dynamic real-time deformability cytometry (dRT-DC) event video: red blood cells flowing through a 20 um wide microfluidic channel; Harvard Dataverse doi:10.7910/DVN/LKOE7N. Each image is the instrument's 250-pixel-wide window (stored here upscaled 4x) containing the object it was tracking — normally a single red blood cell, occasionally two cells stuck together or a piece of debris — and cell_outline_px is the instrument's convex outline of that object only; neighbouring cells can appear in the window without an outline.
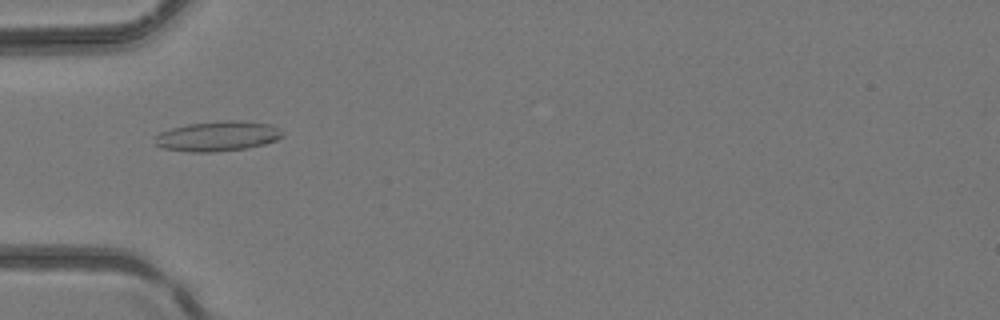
{"species": "common noctule bat (a hibernating species)", "species_latin": "Nyctalus noctula", "temperature_condition": "room temperature", "stored_images_in_passage": 4, "camera_frame_rate_fps": 3000, "um_per_image_px": 0.085, "animal": {"sex": "female", "body_mass_g": 24.6, "forearm_length_mm": 56.2}, "frame": {"image": 1, "passage_image": 4, "time_ms": 1.0, "image_size_px": [1000, 320], "cell_outline_px": [[284, 136], [276, 140], [264, 144], [248, 148], [212, 152], [192, 152], [164, 148], [156, 144], [156, 136], [160, 132], [172, 128], [188, 124], [224, 120], [240, 120], [272, 124], [284, 132]], "centroid_in_image_um": [18.56, 11.56], "position_along_channel_um": 66.4, "area_um2": 22.31}}